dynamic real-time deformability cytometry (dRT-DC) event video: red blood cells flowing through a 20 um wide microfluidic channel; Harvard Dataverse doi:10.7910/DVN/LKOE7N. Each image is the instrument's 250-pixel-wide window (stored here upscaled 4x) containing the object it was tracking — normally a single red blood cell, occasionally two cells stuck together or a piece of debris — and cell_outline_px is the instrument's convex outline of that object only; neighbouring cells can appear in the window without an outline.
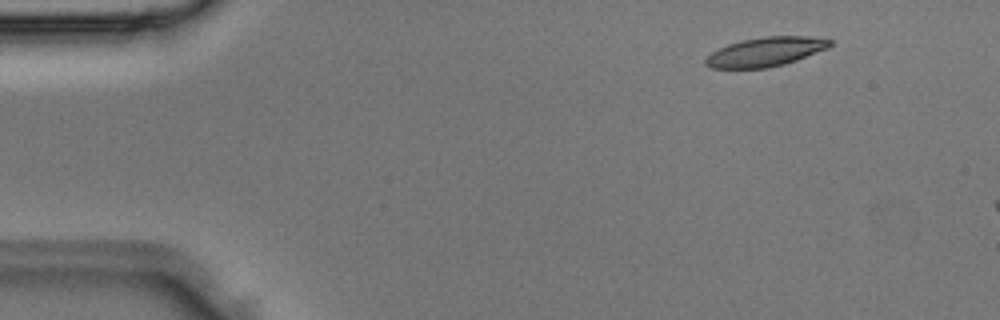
{"species": "Egyptian fruit bat (a non-hibernating species)", "species_latin": "Rousettus aegyptiacus", "temperature_condition": "room temperature", "stored_images_in_passage": 3, "camera_frame_rate_fps": 3000, "um_per_image_px": 0.085, "animal": {"sex": "male"}, "frame": {"image": 1, "passage_image": 1, "time_ms": 0.0, "image_size_px": [1000, 320], "cell_outline_px": [[832, 44], [828, 48], [796, 60], [784, 64], [768, 68], [712, 68], [704, 64], [704, 60], [712, 52], [728, 44], [744, 40], [764, 36], [808, 36], [832, 40]], "centroid_in_image_um": [65.08, 4.4], "position_along_channel_um": 19.9, "area_um2": 20.98}}